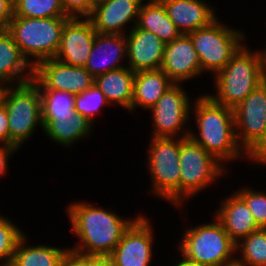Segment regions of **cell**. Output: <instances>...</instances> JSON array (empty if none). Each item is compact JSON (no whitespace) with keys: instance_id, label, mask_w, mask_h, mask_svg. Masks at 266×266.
<instances>
[{"instance_id":"6da1fadb","label":"cell","mask_w":266,"mask_h":266,"mask_svg":"<svg viewBox=\"0 0 266 266\" xmlns=\"http://www.w3.org/2000/svg\"><path fill=\"white\" fill-rule=\"evenodd\" d=\"M67 210L72 230L83 244L70 250L84 256H109L135 221L85 203L70 204Z\"/></svg>"},{"instance_id":"7a4b0ae2","label":"cell","mask_w":266,"mask_h":266,"mask_svg":"<svg viewBox=\"0 0 266 266\" xmlns=\"http://www.w3.org/2000/svg\"><path fill=\"white\" fill-rule=\"evenodd\" d=\"M194 109L200 137L193 133L189 137L219 161L240 156L233 109L218 104L209 95L196 100Z\"/></svg>"},{"instance_id":"3957f363","label":"cell","mask_w":266,"mask_h":266,"mask_svg":"<svg viewBox=\"0 0 266 266\" xmlns=\"http://www.w3.org/2000/svg\"><path fill=\"white\" fill-rule=\"evenodd\" d=\"M215 102L234 109L266 78L263 52H249L243 46L232 56L227 65L216 75Z\"/></svg>"},{"instance_id":"277c9868","label":"cell","mask_w":266,"mask_h":266,"mask_svg":"<svg viewBox=\"0 0 266 266\" xmlns=\"http://www.w3.org/2000/svg\"><path fill=\"white\" fill-rule=\"evenodd\" d=\"M70 17L25 18L13 16L7 31L12 35L22 55L33 66L46 59L55 58L60 46L61 32Z\"/></svg>"},{"instance_id":"5b68a950","label":"cell","mask_w":266,"mask_h":266,"mask_svg":"<svg viewBox=\"0 0 266 266\" xmlns=\"http://www.w3.org/2000/svg\"><path fill=\"white\" fill-rule=\"evenodd\" d=\"M237 142L252 160L266 163V78L233 109ZM243 130V131H242ZM242 132V133H241ZM243 135V136H242ZM239 140H241L239 142Z\"/></svg>"},{"instance_id":"8992f818","label":"cell","mask_w":266,"mask_h":266,"mask_svg":"<svg viewBox=\"0 0 266 266\" xmlns=\"http://www.w3.org/2000/svg\"><path fill=\"white\" fill-rule=\"evenodd\" d=\"M217 221V222H216ZM185 262L195 266H221L231 262L236 243L229 237L223 225L204 224L188 229L180 245Z\"/></svg>"},{"instance_id":"52a82bcc","label":"cell","mask_w":266,"mask_h":266,"mask_svg":"<svg viewBox=\"0 0 266 266\" xmlns=\"http://www.w3.org/2000/svg\"><path fill=\"white\" fill-rule=\"evenodd\" d=\"M2 103L8 114L10 146L18 148L37 124L43 128L40 91L33 81L19 84L15 89L7 86Z\"/></svg>"},{"instance_id":"ba28073f","label":"cell","mask_w":266,"mask_h":266,"mask_svg":"<svg viewBox=\"0 0 266 266\" xmlns=\"http://www.w3.org/2000/svg\"><path fill=\"white\" fill-rule=\"evenodd\" d=\"M190 132L174 139L153 137L149 152V169L154 194L180 204V142L189 137ZM177 140V141H176Z\"/></svg>"},{"instance_id":"9c48e42d","label":"cell","mask_w":266,"mask_h":266,"mask_svg":"<svg viewBox=\"0 0 266 266\" xmlns=\"http://www.w3.org/2000/svg\"><path fill=\"white\" fill-rule=\"evenodd\" d=\"M194 44L201 72L208 70L217 74L242 46L241 32L226 28L216 19L210 25L188 34Z\"/></svg>"},{"instance_id":"30bf717a","label":"cell","mask_w":266,"mask_h":266,"mask_svg":"<svg viewBox=\"0 0 266 266\" xmlns=\"http://www.w3.org/2000/svg\"><path fill=\"white\" fill-rule=\"evenodd\" d=\"M180 203L225 172L219 160L190 137L180 142ZM182 198V199H181Z\"/></svg>"},{"instance_id":"8fae6325","label":"cell","mask_w":266,"mask_h":266,"mask_svg":"<svg viewBox=\"0 0 266 266\" xmlns=\"http://www.w3.org/2000/svg\"><path fill=\"white\" fill-rule=\"evenodd\" d=\"M34 77L46 88L80 94L94 85L95 77L85 67L46 59L34 66Z\"/></svg>"},{"instance_id":"7c38bea8","label":"cell","mask_w":266,"mask_h":266,"mask_svg":"<svg viewBox=\"0 0 266 266\" xmlns=\"http://www.w3.org/2000/svg\"><path fill=\"white\" fill-rule=\"evenodd\" d=\"M152 238L147 218L138 216L108 257L115 266H149Z\"/></svg>"},{"instance_id":"4fadbf2b","label":"cell","mask_w":266,"mask_h":266,"mask_svg":"<svg viewBox=\"0 0 266 266\" xmlns=\"http://www.w3.org/2000/svg\"><path fill=\"white\" fill-rule=\"evenodd\" d=\"M96 30L89 18L70 17L64 24L55 56L63 63L84 67L95 42Z\"/></svg>"},{"instance_id":"5bb4252c","label":"cell","mask_w":266,"mask_h":266,"mask_svg":"<svg viewBox=\"0 0 266 266\" xmlns=\"http://www.w3.org/2000/svg\"><path fill=\"white\" fill-rule=\"evenodd\" d=\"M189 98L180 84H173L151 108L153 110V137L173 138L189 119Z\"/></svg>"},{"instance_id":"9a60e30c","label":"cell","mask_w":266,"mask_h":266,"mask_svg":"<svg viewBox=\"0 0 266 266\" xmlns=\"http://www.w3.org/2000/svg\"><path fill=\"white\" fill-rule=\"evenodd\" d=\"M160 69L175 84L201 73V64L189 35L182 34L165 45Z\"/></svg>"},{"instance_id":"2e32d148","label":"cell","mask_w":266,"mask_h":266,"mask_svg":"<svg viewBox=\"0 0 266 266\" xmlns=\"http://www.w3.org/2000/svg\"><path fill=\"white\" fill-rule=\"evenodd\" d=\"M165 45L154 33L134 26L126 38L128 68L133 72L160 69Z\"/></svg>"},{"instance_id":"e0dca14e","label":"cell","mask_w":266,"mask_h":266,"mask_svg":"<svg viewBox=\"0 0 266 266\" xmlns=\"http://www.w3.org/2000/svg\"><path fill=\"white\" fill-rule=\"evenodd\" d=\"M143 0H106L95 6L88 17L97 33L123 35L122 27L138 18Z\"/></svg>"},{"instance_id":"ac0fdd59","label":"cell","mask_w":266,"mask_h":266,"mask_svg":"<svg viewBox=\"0 0 266 266\" xmlns=\"http://www.w3.org/2000/svg\"><path fill=\"white\" fill-rule=\"evenodd\" d=\"M181 34L188 35L210 25L217 18L202 0H159Z\"/></svg>"},{"instance_id":"d6986e66","label":"cell","mask_w":266,"mask_h":266,"mask_svg":"<svg viewBox=\"0 0 266 266\" xmlns=\"http://www.w3.org/2000/svg\"><path fill=\"white\" fill-rule=\"evenodd\" d=\"M124 54L126 55L124 34L96 33L95 42L84 67L94 77L120 69L123 65L118 64V61L124 58Z\"/></svg>"},{"instance_id":"ffe728a7","label":"cell","mask_w":266,"mask_h":266,"mask_svg":"<svg viewBox=\"0 0 266 266\" xmlns=\"http://www.w3.org/2000/svg\"><path fill=\"white\" fill-rule=\"evenodd\" d=\"M218 211L216 219L235 243L260 229L246 202L237 193L229 197Z\"/></svg>"},{"instance_id":"44dd1931","label":"cell","mask_w":266,"mask_h":266,"mask_svg":"<svg viewBox=\"0 0 266 266\" xmlns=\"http://www.w3.org/2000/svg\"><path fill=\"white\" fill-rule=\"evenodd\" d=\"M29 73L23 78L21 75L27 67ZM18 80H17V79ZM34 78V66L33 63L22 55L19 47L15 43L12 35L6 30H0V83L12 82L15 80L19 84L27 83L32 81Z\"/></svg>"},{"instance_id":"7402d4cb","label":"cell","mask_w":266,"mask_h":266,"mask_svg":"<svg viewBox=\"0 0 266 266\" xmlns=\"http://www.w3.org/2000/svg\"><path fill=\"white\" fill-rule=\"evenodd\" d=\"M46 135L63 146L89 135L92 123L79 113L74 115H42Z\"/></svg>"},{"instance_id":"603a6c76","label":"cell","mask_w":266,"mask_h":266,"mask_svg":"<svg viewBox=\"0 0 266 266\" xmlns=\"http://www.w3.org/2000/svg\"><path fill=\"white\" fill-rule=\"evenodd\" d=\"M173 84L161 69L135 72L131 110L136 105L151 109Z\"/></svg>"},{"instance_id":"cb8c5ba5","label":"cell","mask_w":266,"mask_h":266,"mask_svg":"<svg viewBox=\"0 0 266 266\" xmlns=\"http://www.w3.org/2000/svg\"><path fill=\"white\" fill-rule=\"evenodd\" d=\"M135 72L127 67L95 76L94 84L105 95L108 103L115 102L131 111Z\"/></svg>"},{"instance_id":"d4e9b609","label":"cell","mask_w":266,"mask_h":266,"mask_svg":"<svg viewBox=\"0 0 266 266\" xmlns=\"http://www.w3.org/2000/svg\"><path fill=\"white\" fill-rule=\"evenodd\" d=\"M135 24L137 28L154 33L165 44L182 35L167 16L166 10L159 0H150L149 3L141 4Z\"/></svg>"},{"instance_id":"484cf974","label":"cell","mask_w":266,"mask_h":266,"mask_svg":"<svg viewBox=\"0 0 266 266\" xmlns=\"http://www.w3.org/2000/svg\"><path fill=\"white\" fill-rule=\"evenodd\" d=\"M23 236L14 252L10 266H59L62 257L68 250L50 246H25Z\"/></svg>"},{"instance_id":"4316f807","label":"cell","mask_w":266,"mask_h":266,"mask_svg":"<svg viewBox=\"0 0 266 266\" xmlns=\"http://www.w3.org/2000/svg\"><path fill=\"white\" fill-rule=\"evenodd\" d=\"M40 91L42 115H74L75 94L46 89L35 77L32 80ZM42 89H44L42 91Z\"/></svg>"},{"instance_id":"83f0119b","label":"cell","mask_w":266,"mask_h":266,"mask_svg":"<svg viewBox=\"0 0 266 266\" xmlns=\"http://www.w3.org/2000/svg\"><path fill=\"white\" fill-rule=\"evenodd\" d=\"M14 15L25 18L69 17L61 0H15Z\"/></svg>"},{"instance_id":"f1b7e54d","label":"cell","mask_w":266,"mask_h":266,"mask_svg":"<svg viewBox=\"0 0 266 266\" xmlns=\"http://www.w3.org/2000/svg\"><path fill=\"white\" fill-rule=\"evenodd\" d=\"M236 243L242 256L238 260L246 266H266V229L260 228Z\"/></svg>"},{"instance_id":"f546056e","label":"cell","mask_w":266,"mask_h":266,"mask_svg":"<svg viewBox=\"0 0 266 266\" xmlns=\"http://www.w3.org/2000/svg\"><path fill=\"white\" fill-rule=\"evenodd\" d=\"M108 104L105 95L94 84L89 89L75 95V110L92 123L93 116L102 105Z\"/></svg>"},{"instance_id":"4dcf8cb0","label":"cell","mask_w":266,"mask_h":266,"mask_svg":"<svg viewBox=\"0 0 266 266\" xmlns=\"http://www.w3.org/2000/svg\"><path fill=\"white\" fill-rule=\"evenodd\" d=\"M23 233L7 218L0 216V259H4V265H11L14 252Z\"/></svg>"},{"instance_id":"1f68e13d","label":"cell","mask_w":266,"mask_h":266,"mask_svg":"<svg viewBox=\"0 0 266 266\" xmlns=\"http://www.w3.org/2000/svg\"><path fill=\"white\" fill-rule=\"evenodd\" d=\"M236 193L246 202L257 226L266 229V194L249 189Z\"/></svg>"},{"instance_id":"d6a6232c","label":"cell","mask_w":266,"mask_h":266,"mask_svg":"<svg viewBox=\"0 0 266 266\" xmlns=\"http://www.w3.org/2000/svg\"><path fill=\"white\" fill-rule=\"evenodd\" d=\"M63 9L69 17H78L79 15L88 18L93 11V6L89 0H61ZM75 12V13H74Z\"/></svg>"},{"instance_id":"836d02e7","label":"cell","mask_w":266,"mask_h":266,"mask_svg":"<svg viewBox=\"0 0 266 266\" xmlns=\"http://www.w3.org/2000/svg\"><path fill=\"white\" fill-rule=\"evenodd\" d=\"M59 266H89V256H84L70 249L62 257Z\"/></svg>"},{"instance_id":"e575fe53","label":"cell","mask_w":266,"mask_h":266,"mask_svg":"<svg viewBox=\"0 0 266 266\" xmlns=\"http://www.w3.org/2000/svg\"><path fill=\"white\" fill-rule=\"evenodd\" d=\"M14 7L12 0H0V30H6L13 18Z\"/></svg>"},{"instance_id":"d590c367","label":"cell","mask_w":266,"mask_h":266,"mask_svg":"<svg viewBox=\"0 0 266 266\" xmlns=\"http://www.w3.org/2000/svg\"><path fill=\"white\" fill-rule=\"evenodd\" d=\"M10 146V130L7 109L3 103L0 104V142Z\"/></svg>"},{"instance_id":"8d00e7d4","label":"cell","mask_w":266,"mask_h":266,"mask_svg":"<svg viewBox=\"0 0 266 266\" xmlns=\"http://www.w3.org/2000/svg\"><path fill=\"white\" fill-rule=\"evenodd\" d=\"M18 148L15 146L4 145L0 146V175L4 174L7 167V159Z\"/></svg>"},{"instance_id":"74e56055","label":"cell","mask_w":266,"mask_h":266,"mask_svg":"<svg viewBox=\"0 0 266 266\" xmlns=\"http://www.w3.org/2000/svg\"><path fill=\"white\" fill-rule=\"evenodd\" d=\"M89 266H115L108 256L92 257L89 256Z\"/></svg>"},{"instance_id":"f35d334b","label":"cell","mask_w":266,"mask_h":266,"mask_svg":"<svg viewBox=\"0 0 266 266\" xmlns=\"http://www.w3.org/2000/svg\"><path fill=\"white\" fill-rule=\"evenodd\" d=\"M221 266H246L244 263H241L238 261V259L235 258V260L222 264Z\"/></svg>"},{"instance_id":"ab89813d","label":"cell","mask_w":266,"mask_h":266,"mask_svg":"<svg viewBox=\"0 0 266 266\" xmlns=\"http://www.w3.org/2000/svg\"><path fill=\"white\" fill-rule=\"evenodd\" d=\"M105 1H106V0H89V3H90L93 7H95V6L101 4V3L105 2Z\"/></svg>"},{"instance_id":"60d3db41","label":"cell","mask_w":266,"mask_h":266,"mask_svg":"<svg viewBox=\"0 0 266 266\" xmlns=\"http://www.w3.org/2000/svg\"><path fill=\"white\" fill-rule=\"evenodd\" d=\"M176 266H195V265L189 264L184 260H181Z\"/></svg>"},{"instance_id":"b9f144b4","label":"cell","mask_w":266,"mask_h":266,"mask_svg":"<svg viewBox=\"0 0 266 266\" xmlns=\"http://www.w3.org/2000/svg\"><path fill=\"white\" fill-rule=\"evenodd\" d=\"M6 86H0V104L2 103V97Z\"/></svg>"},{"instance_id":"7bdbcfd3","label":"cell","mask_w":266,"mask_h":266,"mask_svg":"<svg viewBox=\"0 0 266 266\" xmlns=\"http://www.w3.org/2000/svg\"><path fill=\"white\" fill-rule=\"evenodd\" d=\"M263 55H264V60H265V63H266V49L264 50Z\"/></svg>"}]
</instances>
